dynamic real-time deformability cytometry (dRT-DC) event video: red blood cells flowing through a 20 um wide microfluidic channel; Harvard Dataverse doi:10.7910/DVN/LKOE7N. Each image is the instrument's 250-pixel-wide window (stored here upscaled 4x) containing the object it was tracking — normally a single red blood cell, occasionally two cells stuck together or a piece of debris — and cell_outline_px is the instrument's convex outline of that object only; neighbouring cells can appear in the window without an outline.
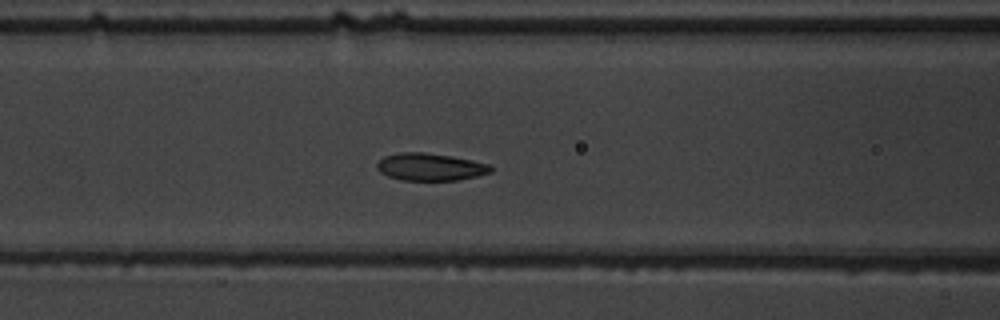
{"species": "common noctule bat (a hibernating species)", "species_latin": "Nyctalus noctula", "temperature_condition": "warm", "stored_images_in_passage": 22, "camera_frame_rate_fps": 3000, "um_per_image_px": 0.085, "animal": {"sex": "male", "body_mass_g": 19.5, "forearm_length_mm": 54.6}, "frame": {"image": 1, "passage_image": 19, "time_ms": 6.0, "image_size_px": [1000, 320], "cell_outline_px": [[492, 172], [476, 176], [456, 180], [400, 180], [388, 176], [380, 172], [376, 168], [376, 164], [384, 156], [396, 152], [424, 152], [452, 156], [472, 160], [488, 164], [492, 168]], "centroid_in_image_um": [36.53, 14.18], "position_along_channel_um": 130.1, "area_um2": 18.21}}
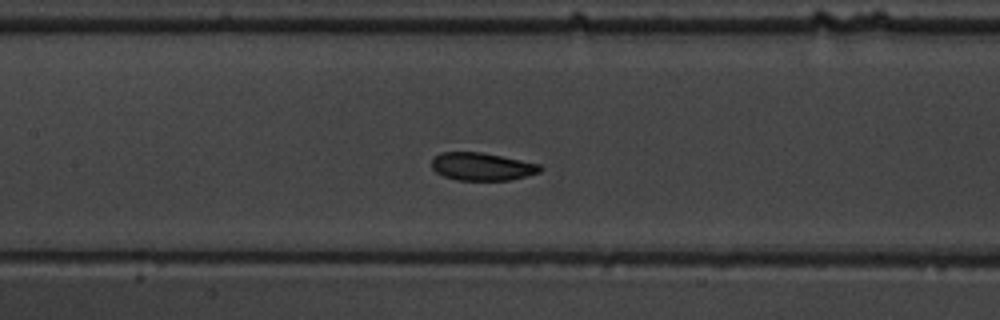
{"frame": {"image": 2, "passage_image": 22, "time_ms": 7.0, "image_size_px": [1000, 320], "cell_outline_px": [[544, 168], [540, 172], [508, 180], [456, 180], [444, 176], [436, 172], [432, 168], [432, 156], [440, 152], [480, 152], [540, 164]], "centroid_in_image_um": [40.93, 14.15], "position_along_channel_um": 166.5, "area_um2": 17.51}}